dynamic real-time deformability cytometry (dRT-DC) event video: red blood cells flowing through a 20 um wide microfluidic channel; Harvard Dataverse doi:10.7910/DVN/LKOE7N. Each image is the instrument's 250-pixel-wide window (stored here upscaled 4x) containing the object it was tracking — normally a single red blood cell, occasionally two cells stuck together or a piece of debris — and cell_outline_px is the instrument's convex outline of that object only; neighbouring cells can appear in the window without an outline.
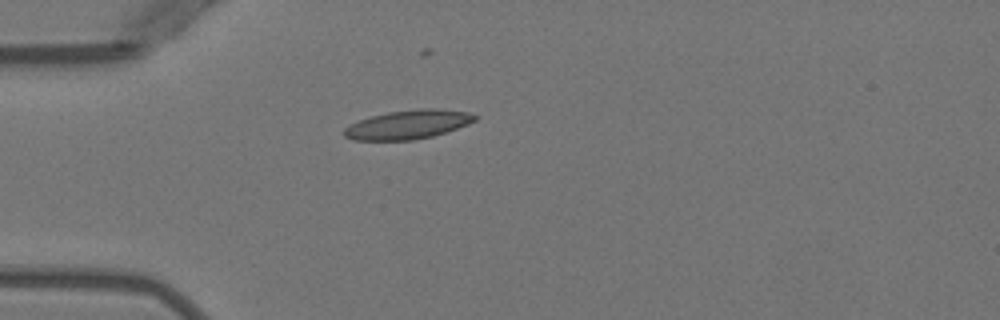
{"species": "Egyptian fruit bat (a non-hibernating species)", "species_latin": "Rousettus aegyptiacus", "temperature_condition": "warm", "stored_images_in_passage": 1, "camera_frame_rate_fps": 3000, "um_per_image_px": 0.085, "animal": {"sex": "female"}, "frame": {"image": 1, "passage_image": 1, "time_ms": 0.0, "image_size_px": [1000, 320], "cell_outline_px": [[476, 120], [468, 124], [432, 136], [412, 140], [352, 140], [344, 136], [344, 128], [348, 124], [372, 116], [388, 112], [420, 108], [436, 108], [468, 112], [476, 116]], "centroid_in_image_um": [34.65, 10.58], "position_along_channel_um": 50.4, "area_um2": 21.91}}